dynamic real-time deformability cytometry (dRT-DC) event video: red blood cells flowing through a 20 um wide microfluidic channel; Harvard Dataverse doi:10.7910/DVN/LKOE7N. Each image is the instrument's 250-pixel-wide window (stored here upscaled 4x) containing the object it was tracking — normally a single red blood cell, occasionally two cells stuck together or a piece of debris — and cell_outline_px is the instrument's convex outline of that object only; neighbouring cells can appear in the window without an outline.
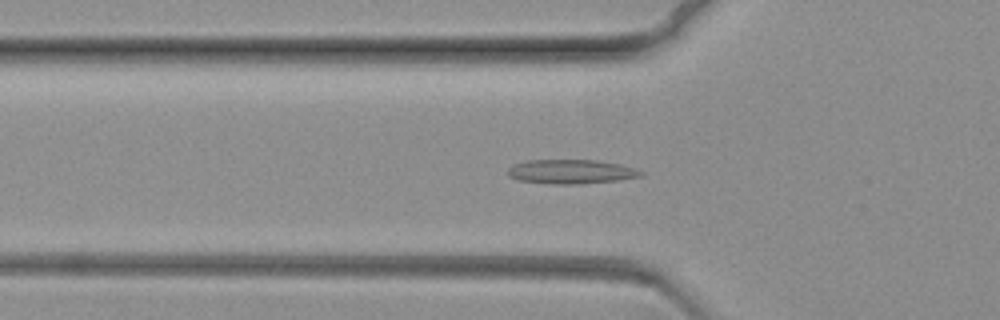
{"species": "common noctule bat (a hibernating species)", "species_latin": "Nyctalus noctula", "temperature_condition": "warm", "stored_images_in_passage": 71, "camera_frame_rate_fps": 3000, "um_per_image_px": 0.085, "animal": {"sex": "female", "body_mass_g": 19.3, "forearm_length_mm": 54.1}, "frame": {"image": 1, "passage_image": 23, "time_ms": 7.333, "image_size_px": [1000, 320], "cell_outline_px": [[644, 176], [616, 180], [580, 184], [552, 184], [516, 180], [508, 176], [508, 168], [512, 164], [528, 160], [596, 160], [620, 164], [644, 172]], "centroid_in_image_um": [48.5, 14.59], "position_along_channel_um": 77.3, "area_um2": 18.84}}
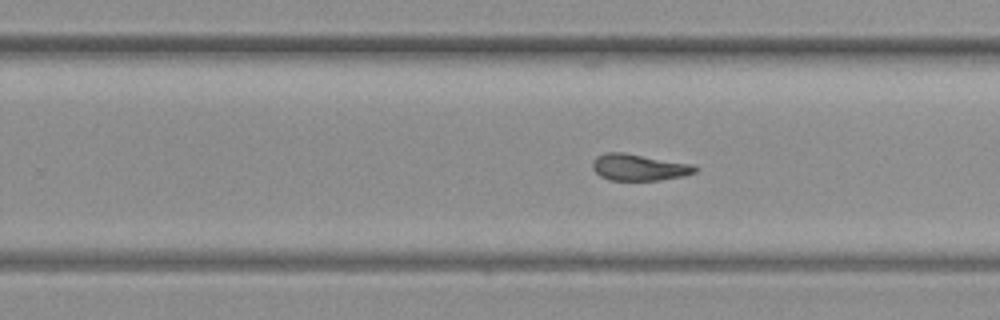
{"frame": {"image": 2, "passage_image": 44, "time_ms": 14.333, "image_size_px": [1000, 320], "cell_outline_px": [[700, 168], [696, 172], [684, 176], [660, 180], [608, 180], [600, 176], [592, 168], [592, 160], [596, 156], [604, 152], [624, 152], [696, 164]], "centroid_in_image_um": [54.35, 14.21], "position_along_channel_um": 275.5, "area_um2": 16.3}}
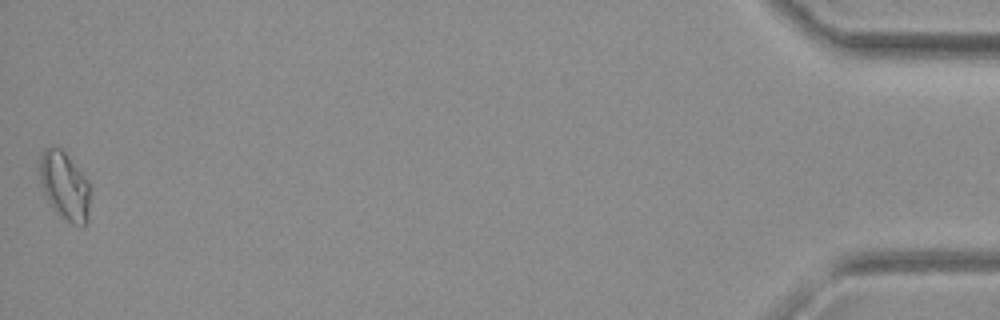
{"frame": {"image": 3, "passage_image": 71, "time_ms": 23.333, "image_size_px": [1000, 320], "cell_outline_px": [[88, 220], [84, 228], [72, 224], [60, 216], [56, 212], [48, 200], [44, 192], [40, 180], [40, 156], [44, 148], [60, 148], [64, 152], [88, 180]], "centroid_in_image_um": [5.49, 15.84], "position_along_channel_um": 429.7, "area_um2": 19.65}}